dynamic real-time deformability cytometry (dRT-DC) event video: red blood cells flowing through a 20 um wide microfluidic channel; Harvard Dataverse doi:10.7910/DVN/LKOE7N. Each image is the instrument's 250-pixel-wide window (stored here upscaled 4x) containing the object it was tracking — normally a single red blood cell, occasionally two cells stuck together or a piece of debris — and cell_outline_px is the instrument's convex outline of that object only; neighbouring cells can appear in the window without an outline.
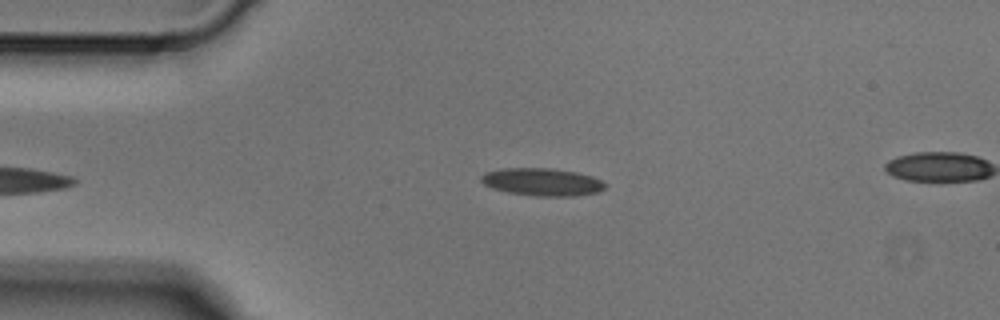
{"species": "Egyptian fruit bat (a non-hibernating species)", "species_latin": "Rousettus aegyptiacus", "temperature_condition": "cold", "stored_images_in_passage": 4, "camera_frame_rate_fps": 3000, "um_per_image_px": 0.085, "animal": {"sex": "male"}, "frame": {"image": 1, "passage_image": 3, "time_ms": 0.667, "image_size_px": [1000, 320], "cell_outline_px": [[608, 184], [604, 188], [596, 192], [576, 196], [536, 196], [508, 192], [492, 188], [484, 184], [480, 180], [480, 176], [484, 172], [504, 168], [548, 168], [576, 172], [592, 176]], "centroid_in_image_um": [46.06, 15.46], "position_along_channel_um": 38.9, "area_um2": 19.94}}